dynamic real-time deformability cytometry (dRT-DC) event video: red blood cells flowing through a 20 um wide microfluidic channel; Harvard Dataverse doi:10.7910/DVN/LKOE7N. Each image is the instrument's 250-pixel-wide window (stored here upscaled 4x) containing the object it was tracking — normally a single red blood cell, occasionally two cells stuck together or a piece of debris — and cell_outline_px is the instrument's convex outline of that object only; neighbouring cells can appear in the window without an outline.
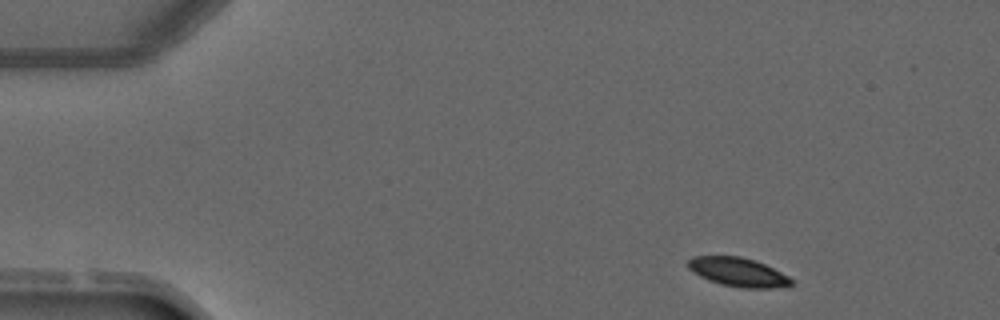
{"species": "common noctule bat (a hibernating species)", "species_latin": "Nyctalus noctula", "temperature_condition": "warm", "stored_images_in_passage": 4, "segment_of_instrument_passage": [2, 2], "camera_frame_rate_fps": 3000, "um_per_image_px": 0.085, "animal": {"sex": "male", "forearm_length_mm": 52.5}, "frame": {"image": 1, "passage_image": 4, "time_ms": 5.333, "image_size_px": [1000, 320], "cell_outline_px": [[796, 284], [788, 288], [740, 288], [720, 284], [708, 280], [692, 272], [688, 268], [688, 260], [692, 256], [740, 256], [756, 260], [788, 276]], "centroid_in_image_um": [62.77, 23.14], "position_along_channel_um": 22.2, "area_um2": 17.69}}